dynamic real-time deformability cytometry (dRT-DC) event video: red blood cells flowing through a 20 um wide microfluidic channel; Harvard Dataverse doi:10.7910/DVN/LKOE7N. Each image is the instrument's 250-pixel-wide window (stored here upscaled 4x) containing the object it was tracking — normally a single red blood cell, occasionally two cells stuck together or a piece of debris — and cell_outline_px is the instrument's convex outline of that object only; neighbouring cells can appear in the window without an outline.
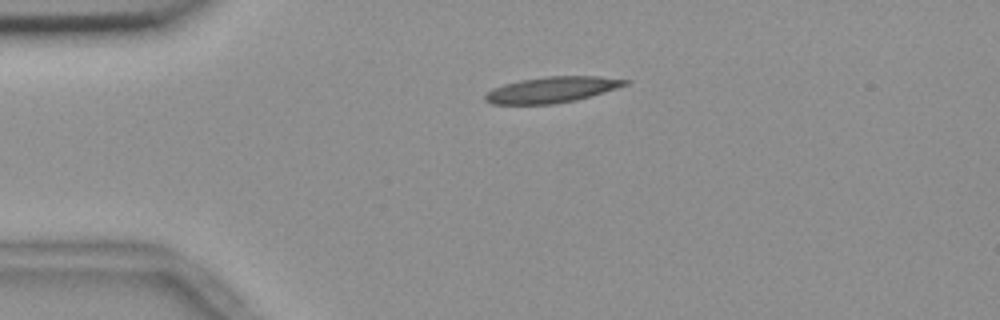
{"species": "common noctule bat (a hibernating species)", "species_latin": "Nyctalus noctula", "temperature_condition": "room temperature", "stored_images_in_passage": 37, "camera_frame_rate_fps": 3000, "um_per_image_px": 0.085, "animal": {"sex": "female", "body_mass_g": 18.4}, "frame": {"image": 1, "passage_image": 1, "time_ms": 0.0, "image_size_px": [1000, 320], "cell_outline_px": [[632, 80], [628, 84], [616, 88], [576, 100], [552, 104], [492, 104], [484, 100], [484, 96], [492, 88], [504, 84], [520, 80], [548, 76], [596, 76]], "centroid_in_image_um": [46.89, 7.62], "position_along_channel_um": 38.1, "area_um2": 20.98}}
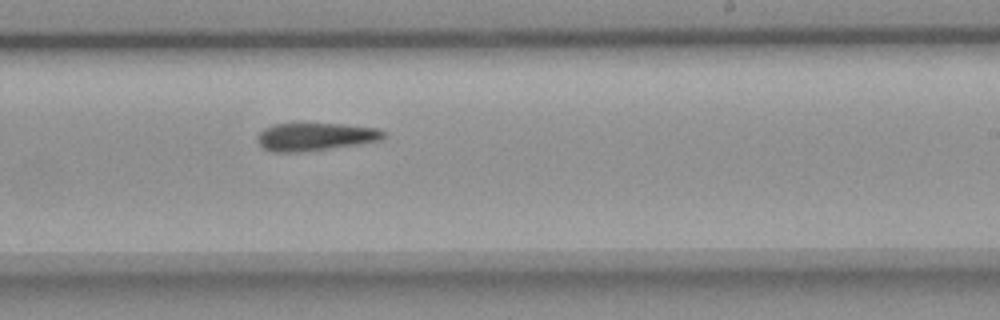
{"frame": {"image": 2, "passage_image": 22, "time_ms": 7.0, "image_size_px": [1000, 320], "cell_outline_px": [[384, 140], [300, 152], [272, 152], [264, 148], [256, 140], [256, 136], [264, 128], [272, 124], [344, 124], [376, 128], [384, 132]], "centroid_in_image_um": [26.76, 11.62], "position_along_channel_um": 262.2, "area_um2": 20.29}}
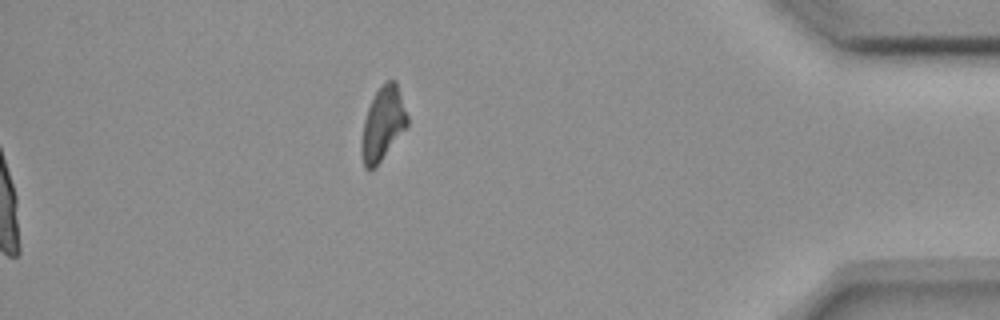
{"frame": {"image": 3, "passage_image": 37, "time_ms": 12.0, "image_size_px": [1000, 320], "cell_outline_px": [[408, 124], [376, 168], [368, 172], [364, 168], [360, 152], [360, 140], [364, 120], [368, 108], [376, 92], [388, 80], [396, 80], [408, 116]], "centroid_in_image_um": [32.51, 10.59], "position_along_channel_um": 402.7, "area_um2": 19.71}}